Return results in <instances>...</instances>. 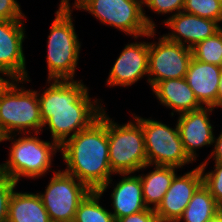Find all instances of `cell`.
<instances>
[{
  "mask_svg": "<svg viewBox=\"0 0 222 222\" xmlns=\"http://www.w3.org/2000/svg\"><path fill=\"white\" fill-rule=\"evenodd\" d=\"M45 85L37 90L42 132L49 130L50 140L59 146L88 128L106 108L102 99L90 97L91 89L82 79L46 80Z\"/></svg>",
  "mask_w": 222,
  "mask_h": 222,
  "instance_id": "obj_1",
  "label": "cell"
},
{
  "mask_svg": "<svg viewBox=\"0 0 222 222\" xmlns=\"http://www.w3.org/2000/svg\"><path fill=\"white\" fill-rule=\"evenodd\" d=\"M106 108L88 128L79 131L60 146L65 165L61 168L91 191H98L115 174L109 162Z\"/></svg>",
  "mask_w": 222,
  "mask_h": 222,
  "instance_id": "obj_2",
  "label": "cell"
},
{
  "mask_svg": "<svg viewBox=\"0 0 222 222\" xmlns=\"http://www.w3.org/2000/svg\"><path fill=\"white\" fill-rule=\"evenodd\" d=\"M59 2L46 40V80H77L83 43L76 32L74 10L65 0Z\"/></svg>",
  "mask_w": 222,
  "mask_h": 222,
  "instance_id": "obj_3",
  "label": "cell"
},
{
  "mask_svg": "<svg viewBox=\"0 0 222 222\" xmlns=\"http://www.w3.org/2000/svg\"><path fill=\"white\" fill-rule=\"evenodd\" d=\"M43 133H26L4 136V142H11L8 158L0 163V171L18 184L23 178L36 180L46 177L55 165L54 157L60 152V146L50 140L40 139ZM54 164V165H53Z\"/></svg>",
  "mask_w": 222,
  "mask_h": 222,
  "instance_id": "obj_4",
  "label": "cell"
},
{
  "mask_svg": "<svg viewBox=\"0 0 222 222\" xmlns=\"http://www.w3.org/2000/svg\"><path fill=\"white\" fill-rule=\"evenodd\" d=\"M73 10L89 13L103 26L113 27L128 37L157 29L154 18L146 14L143 0H65Z\"/></svg>",
  "mask_w": 222,
  "mask_h": 222,
  "instance_id": "obj_5",
  "label": "cell"
},
{
  "mask_svg": "<svg viewBox=\"0 0 222 222\" xmlns=\"http://www.w3.org/2000/svg\"><path fill=\"white\" fill-rule=\"evenodd\" d=\"M29 79L15 80L0 98V131L4 136L42 133L37 90L25 85L32 81Z\"/></svg>",
  "mask_w": 222,
  "mask_h": 222,
  "instance_id": "obj_6",
  "label": "cell"
},
{
  "mask_svg": "<svg viewBox=\"0 0 222 222\" xmlns=\"http://www.w3.org/2000/svg\"><path fill=\"white\" fill-rule=\"evenodd\" d=\"M107 112L109 162L114 174L136 173L148 164L141 124L131 116L125 123L116 122Z\"/></svg>",
  "mask_w": 222,
  "mask_h": 222,
  "instance_id": "obj_7",
  "label": "cell"
},
{
  "mask_svg": "<svg viewBox=\"0 0 222 222\" xmlns=\"http://www.w3.org/2000/svg\"><path fill=\"white\" fill-rule=\"evenodd\" d=\"M130 114L141 124L148 164L185 169L183 167L194 163L184 149L177 122L172 128V124L153 117Z\"/></svg>",
  "mask_w": 222,
  "mask_h": 222,
  "instance_id": "obj_8",
  "label": "cell"
},
{
  "mask_svg": "<svg viewBox=\"0 0 222 222\" xmlns=\"http://www.w3.org/2000/svg\"><path fill=\"white\" fill-rule=\"evenodd\" d=\"M157 33V29H154L145 34V39L151 40L149 42L147 84L149 89H152L160 81L185 78L192 59L190 48L169 41L160 35L161 32L158 33L159 35Z\"/></svg>",
  "mask_w": 222,
  "mask_h": 222,
  "instance_id": "obj_9",
  "label": "cell"
},
{
  "mask_svg": "<svg viewBox=\"0 0 222 222\" xmlns=\"http://www.w3.org/2000/svg\"><path fill=\"white\" fill-rule=\"evenodd\" d=\"M44 191H37L52 222H73L79 204L91 190L76 177L59 169Z\"/></svg>",
  "mask_w": 222,
  "mask_h": 222,
  "instance_id": "obj_10",
  "label": "cell"
},
{
  "mask_svg": "<svg viewBox=\"0 0 222 222\" xmlns=\"http://www.w3.org/2000/svg\"><path fill=\"white\" fill-rule=\"evenodd\" d=\"M144 37L145 35L133 37L132 40L135 41H129L122 47V51L109 70L104 83L106 87L128 89L144 78L148 83L149 42L143 41Z\"/></svg>",
  "mask_w": 222,
  "mask_h": 222,
  "instance_id": "obj_11",
  "label": "cell"
},
{
  "mask_svg": "<svg viewBox=\"0 0 222 222\" xmlns=\"http://www.w3.org/2000/svg\"><path fill=\"white\" fill-rule=\"evenodd\" d=\"M214 111L212 107H201L176 117L184 149L193 162L199 160V149L213 147L216 127L211 117Z\"/></svg>",
  "mask_w": 222,
  "mask_h": 222,
  "instance_id": "obj_12",
  "label": "cell"
},
{
  "mask_svg": "<svg viewBox=\"0 0 222 222\" xmlns=\"http://www.w3.org/2000/svg\"><path fill=\"white\" fill-rule=\"evenodd\" d=\"M27 20H0V69L16 80L30 78L24 53Z\"/></svg>",
  "mask_w": 222,
  "mask_h": 222,
  "instance_id": "obj_13",
  "label": "cell"
},
{
  "mask_svg": "<svg viewBox=\"0 0 222 222\" xmlns=\"http://www.w3.org/2000/svg\"><path fill=\"white\" fill-rule=\"evenodd\" d=\"M179 174L174 176L171 186L155 209L158 222H177L192 199L193 193L203 183L199 165Z\"/></svg>",
  "mask_w": 222,
  "mask_h": 222,
  "instance_id": "obj_14",
  "label": "cell"
},
{
  "mask_svg": "<svg viewBox=\"0 0 222 222\" xmlns=\"http://www.w3.org/2000/svg\"><path fill=\"white\" fill-rule=\"evenodd\" d=\"M117 175L120 177L119 181L111 177L98 190L104 197V194L109 192L107 189L113 186L111 193H109L111 197L110 212L115 220L147 209L143 199L142 183L139 175L137 173L115 174V176Z\"/></svg>",
  "mask_w": 222,
  "mask_h": 222,
  "instance_id": "obj_15",
  "label": "cell"
},
{
  "mask_svg": "<svg viewBox=\"0 0 222 222\" xmlns=\"http://www.w3.org/2000/svg\"><path fill=\"white\" fill-rule=\"evenodd\" d=\"M162 24L169 29L168 33L162 34L166 39L190 49L222 28L217 21L183 11L167 18Z\"/></svg>",
  "mask_w": 222,
  "mask_h": 222,
  "instance_id": "obj_16",
  "label": "cell"
},
{
  "mask_svg": "<svg viewBox=\"0 0 222 222\" xmlns=\"http://www.w3.org/2000/svg\"><path fill=\"white\" fill-rule=\"evenodd\" d=\"M222 67L191 59L185 79L202 107L216 109Z\"/></svg>",
  "mask_w": 222,
  "mask_h": 222,
  "instance_id": "obj_17",
  "label": "cell"
},
{
  "mask_svg": "<svg viewBox=\"0 0 222 222\" xmlns=\"http://www.w3.org/2000/svg\"><path fill=\"white\" fill-rule=\"evenodd\" d=\"M151 91L153 95L155 94L157 102H160L159 105L172 110L169 113L172 118L176 114L179 115L202 107L185 78L160 81Z\"/></svg>",
  "mask_w": 222,
  "mask_h": 222,
  "instance_id": "obj_18",
  "label": "cell"
},
{
  "mask_svg": "<svg viewBox=\"0 0 222 222\" xmlns=\"http://www.w3.org/2000/svg\"><path fill=\"white\" fill-rule=\"evenodd\" d=\"M148 168L151 171L147 172ZM178 169L174 166L146 164L137 172L141 179L143 199L147 208L155 210L158 207L171 186L174 176L181 170ZM145 170L146 173L143 172Z\"/></svg>",
  "mask_w": 222,
  "mask_h": 222,
  "instance_id": "obj_19",
  "label": "cell"
},
{
  "mask_svg": "<svg viewBox=\"0 0 222 222\" xmlns=\"http://www.w3.org/2000/svg\"><path fill=\"white\" fill-rule=\"evenodd\" d=\"M7 222H52L35 191H19L17 187L9 201Z\"/></svg>",
  "mask_w": 222,
  "mask_h": 222,
  "instance_id": "obj_20",
  "label": "cell"
},
{
  "mask_svg": "<svg viewBox=\"0 0 222 222\" xmlns=\"http://www.w3.org/2000/svg\"><path fill=\"white\" fill-rule=\"evenodd\" d=\"M222 208L216 203L209 189L202 183L177 222H207Z\"/></svg>",
  "mask_w": 222,
  "mask_h": 222,
  "instance_id": "obj_21",
  "label": "cell"
},
{
  "mask_svg": "<svg viewBox=\"0 0 222 222\" xmlns=\"http://www.w3.org/2000/svg\"><path fill=\"white\" fill-rule=\"evenodd\" d=\"M101 200L98 191H91L79 204L73 222H115L110 209H106Z\"/></svg>",
  "mask_w": 222,
  "mask_h": 222,
  "instance_id": "obj_22",
  "label": "cell"
},
{
  "mask_svg": "<svg viewBox=\"0 0 222 222\" xmlns=\"http://www.w3.org/2000/svg\"><path fill=\"white\" fill-rule=\"evenodd\" d=\"M192 58L222 67V28L191 48Z\"/></svg>",
  "mask_w": 222,
  "mask_h": 222,
  "instance_id": "obj_23",
  "label": "cell"
},
{
  "mask_svg": "<svg viewBox=\"0 0 222 222\" xmlns=\"http://www.w3.org/2000/svg\"><path fill=\"white\" fill-rule=\"evenodd\" d=\"M182 11L217 21L222 25V3L220 0H185Z\"/></svg>",
  "mask_w": 222,
  "mask_h": 222,
  "instance_id": "obj_24",
  "label": "cell"
},
{
  "mask_svg": "<svg viewBox=\"0 0 222 222\" xmlns=\"http://www.w3.org/2000/svg\"><path fill=\"white\" fill-rule=\"evenodd\" d=\"M213 162V168H209V170H207L208 166H200L203 184L209 189L216 203L222 208V163Z\"/></svg>",
  "mask_w": 222,
  "mask_h": 222,
  "instance_id": "obj_25",
  "label": "cell"
},
{
  "mask_svg": "<svg viewBox=\"0 0 222 222\" xmlns=\"http://www.w3.org/2000/svg\"><path fill=\"white\" fill-rule=\"evenodd\" d=\"M185 0H143V7L151 10V13L158 14V17H167L160 23H163L167 18L180 13L183 10Z\"/></svg>",
  "mask_w": 222,
  "mask_h": 222,
  "instance_id": "obj_26",
  "label": "cell"
},
{
  "mask_svg": "<svg viewBox=\"0 0 222 222\" xmlns=\"http://www.w3.org/2000/svg\"><path fill=\"white\" fill-rule=\"evenodd\" d=\"M19 184L0 171V222H7L9 201L15 188Z\"/></svg>",
  "mask_w": 222,
  "mask_h": 222,
  "instance_id": "obj_27",
  "label": "cell"
},
{
  "mask_svg": "<svg viewBox=\"0 0 222 222\" xmlns=\"http://www.w3.org/2000/svg\"><path fill=\"white\" fill-rule=\"evenodd\" d=\"M17 0H0V20H25L21 3Z\"/></svg>",
  "mask_w": 222,
  "mask_h": 222,
  "instance_id": "obj_28",
  "label": "cell"
},
{
  "mask_svg": "<svg viewBox=\"0 0 222 222\" xmlns=\"http://www.w3.org/2000/svg\"><path fill=\"white\" fill-rule=\"evenodd\" d=\"M115 222H158V219L155 210L147 208L141 212L116 219Z\"/></svg>",
  "mask_w": 222,
  "mask_h": 222,
  "instance_id": "obj_29",
  "label": "cell"
},
{
  "mask_svg": "<svg viewBox=\"0 0 222 222\" xmlns=\"http://www.w3.org/2000/svg\"><path fill=\"white\" fill-rule=\"evenodd\" d=\"M217 135L215 134L211 153L207 155V158H205L204 161L200 162L199 166H208L212 161L222 163V129ZM210 159L212 161H210Z\"/></svg>",
  "mask_w": 222,
  "mask_h": 222,
  "instance_id": "obj_30",
  "label": "cell"
},
{
  "mask_svg": "<svg viewBox=\"0 0 222 222\" xmlns=\"http://www.w3.org/2000/svg\"><path fill=\"white\" fill-rule=\"evenodd\" d=\"M15 80L9 73L0 69V98Z\"/></svg>",
  "mask_w": 222,
  "mask_h": 222,
  "instance_id": "obj_31",
  "label": "cell"
},
{
  "mask_svg": "<svg viewBox=\"0 0 222 222\" xmlns=\"http://www.w3.org/2000/svg\"><path fill=\"white\" fill-rule=\"evenodd\" d=\"M218 108L222 109V73H221V78L219 81L217 99H216V110Z\"/></svg>",
  "mask_w": 222,
  "mask_h": 222,
  "instance_id": "obj_32",
  "label": "cell"
},
{
  "mask_svg": "<svg viewBox=\"0 0 222 222\" xmlns=\"http://www.w3.org/2000/svg\"><path fill=\"white\" fill-rule=\"evenodd\" d=\"M207 222H222V209L219 210L213 217H211Z\"/></svg>",
  "mask_w": 222,
  "mask_h": 222,
  "instance_id": "obj_33",
  "label": "cell"
},
{
  "mask_svg": "<svg viewBox=\"0 0 222 222\" xmlns=\"http://www.w3.org/2000/svg\"><path fill=\"white\" fill-rule=\"evenodd\" d=\"M1 143H4V135L2 134V132L0 131V145Z\"/></svg>",
  "mask_w": 222,
  "mask_h": 222,
  "instance_id": "obj_34",
  "label": "cell"
}]
</instances>
